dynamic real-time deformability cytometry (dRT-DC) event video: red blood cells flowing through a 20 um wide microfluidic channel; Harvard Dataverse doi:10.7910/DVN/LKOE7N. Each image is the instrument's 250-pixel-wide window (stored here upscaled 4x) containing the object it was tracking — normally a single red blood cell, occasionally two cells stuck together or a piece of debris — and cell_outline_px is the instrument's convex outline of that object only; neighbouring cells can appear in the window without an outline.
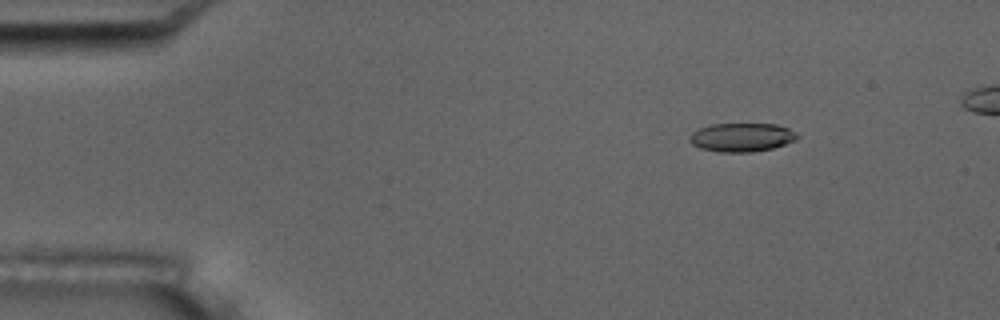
{"species": "common noctule bat (a hibernating species)", "species_latin": "Nyctalus noctula", "temperature_condition": "room temperature", "stored_images_in_passage": 53, "camera_frame_rate_fps": 3000, "um_per_image_px": 0.085, "animal": {"sex": "male", "body_mass_g": 17.5, "forearm_length_mm": 52.3}, "frame": {"image": 1, "passage_image": 8, "time_ms": 2.333, "image_size_px": [1000, 320], "cell_outline_px": [[800, 136], [796, 140], [772, 148], [752, 152], [720, 152], [700, 148], [692, 144], [688, 140], [688, 136], [692, 132], [700, 128], [712, 124], [776, 124], [788, 128], [796, 132]], "centroid_in_image_um": [63.04, 11.67], "position_along_channel_um": 22.0, "area_um2": 18.03}}
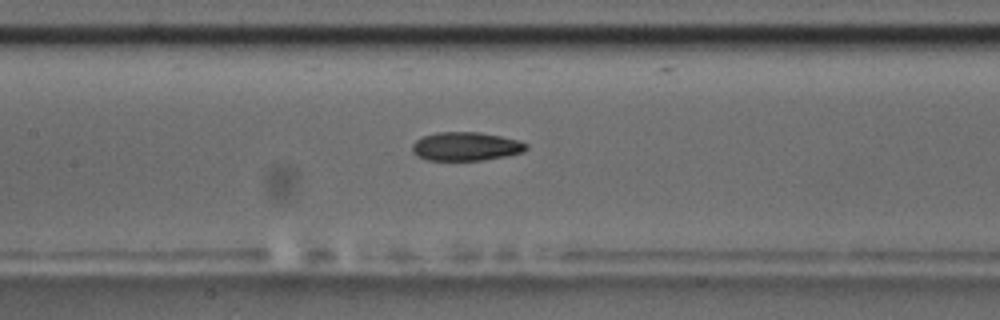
{"frame": {"image": 2, "passage_image": 26, "time_ms": 8.333, "image_size_px": [1000, 320], "cell_outline_px": [[528, 148], [524, 152], [484, 160], [428, 160], [416, 156], [412, 152], [412, 144], [416, 140], [424, 136], [436, 132], [480, 132], [520, 140], [528, 144]], "centroid_in_image_um": [39.61, 12.44], "position_along_channel_um": 167.8, "area_um2": 19.13}}
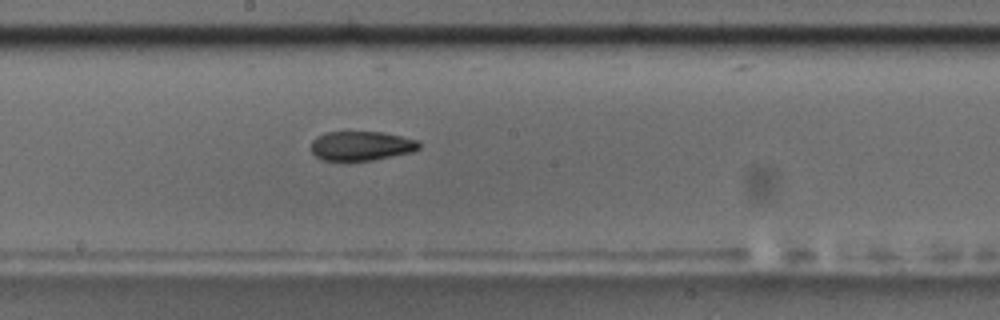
{"frame": {"image": 3, "passage_image": 30, "time_ms": 9.667, "image_size_px": [1000, 320], "cell_outline_px": [[420, 148], [412, 152], [372, 160], [320, 160], [312, 152], [312, 140], [316, 136], [324, 132], [380, 132], [400, 136], [416, 140], [420, 144]], "centroid_in_image_um": [30.68, 12.39], "position_along_channel_um": 217.5, "area_um2": 18.32}, "authors_computed_cell_mechanics": {"area_um2": 18.8428, "velocity_mm_per_s": 3.7559, "shape_relaxation_time_tau1_ms": null, "shape_relaxation_time_tau2_ms": 4.5295, "deformation_change_tau1": null, "deformation_change_tau2": 0.1201}}